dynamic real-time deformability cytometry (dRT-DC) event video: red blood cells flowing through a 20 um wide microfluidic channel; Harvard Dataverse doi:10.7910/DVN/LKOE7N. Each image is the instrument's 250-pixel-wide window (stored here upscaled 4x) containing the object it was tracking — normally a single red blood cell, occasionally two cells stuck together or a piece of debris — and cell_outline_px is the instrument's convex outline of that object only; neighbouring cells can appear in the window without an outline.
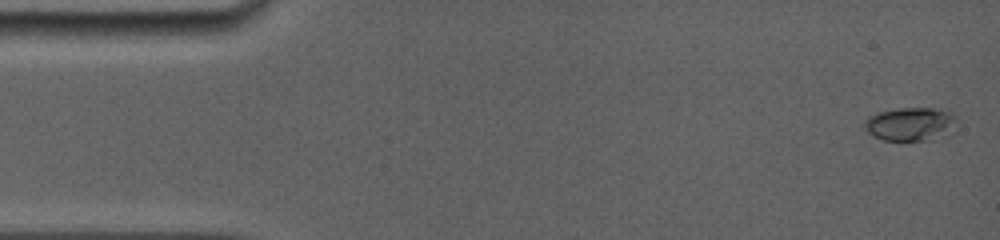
{"species": "common noctule bat (a hibernating species)", "species_latin": "Nyctalus noctula", "temperature_condition": "room temperature", "stored_images_in_passage": 6, "camera_frame_rate_fps": 5000, "um_per_image_px": 0.085, "animal": {"sex": "female", "body_mass_g": 19.0, "forearm_length_mm": 56.7}, "frame": {"image": 1, "passage_image": 1, "time_ms": 0.0, "image_size_px": [1000, 240], "cell_outline_px": [[956, 132], [948, 136], [928, 140], [884, 140], [872, 136], [864, 128], [864, 120], [868, 116], [880, 112], [896, 108], [936, 108], [952, 112], [956, 116]], "centroid_in_image_um": [77.46, 10.55], "position_along_channel_um": 7.5, "area_um2": 18.55}}